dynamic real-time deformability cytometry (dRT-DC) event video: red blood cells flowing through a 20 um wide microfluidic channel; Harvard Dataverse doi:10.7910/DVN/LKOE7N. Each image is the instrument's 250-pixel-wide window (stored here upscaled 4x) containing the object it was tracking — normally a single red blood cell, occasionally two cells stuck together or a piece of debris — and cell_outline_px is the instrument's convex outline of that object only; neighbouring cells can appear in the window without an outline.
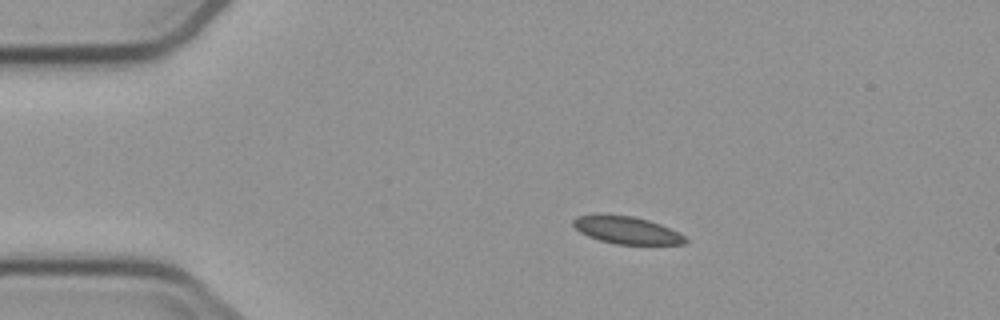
{"species": "common noctule bat (a hibernating species)", "species_latin": "Nyctalus noctula", "temperature_condition": "cold", "stored_images_in_passage": 4, "segment_of_instrument_passage": [1, 2], "camera_frame_rate_fps": 3000, "um_per_image_px": 0.085, "animal": {"sex": "male", "body_mass_g": 23.1, "forearm_length_mm": 52.7}, "frame": {"image": 1, "passage_image": 1, "time_ms": 0.0, "image_size_px": [1000, 320], "cell_outline_px": [[688, 240], [684, 244], [616, 244], [600, 240], [588, 236], [580, 232], [572, 224], [572, 220], [576, 216], [600, 212], [632, 216], [648, 220], [660, 224], [684, 236]], "centroid_in_image_um": [53.18, 19.53], "position_along_channel_um": 31.8, "area_um2": 18.09}}